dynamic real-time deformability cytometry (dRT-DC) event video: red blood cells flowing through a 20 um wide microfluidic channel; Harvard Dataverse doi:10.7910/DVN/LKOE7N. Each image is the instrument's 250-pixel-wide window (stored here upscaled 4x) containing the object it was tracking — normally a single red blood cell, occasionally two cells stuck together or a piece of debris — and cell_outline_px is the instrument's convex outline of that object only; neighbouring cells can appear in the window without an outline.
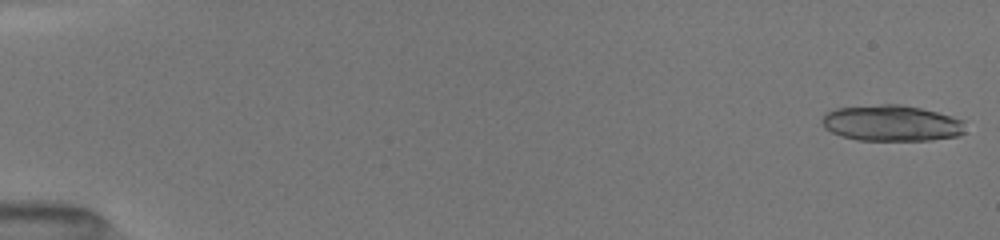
{"species": "common noctule bat (a hibernating species)", "species_latin": "Nyctalus noctula", "temperature_condition": "room temperature", "stored_images_in_passage": 24, "camera_frame_rate_fps": 3000, "um_per_image_px": 0.085, "animal": {"sex": "female", "body_mass_g": 19.5, "forearm_length_mm": 54.1}, "frame": {"image": 1, "passage_image": 1, "time_ms": 0.0, "image_size_px": [1000, 240], "cell_outline_px": [[964, 132], [960, 136], [932, 140], [856, 140], [840, 136], [824, 128], [820, 120], [824, 112], [836, 108], [880, 104], [900, 104], [920, 108], [952, 116], [964, 120]], "centroid_in_image_um": [75.75, 10.47], "position_along_channel_um": 9.3, "area_um2": 30.4}}
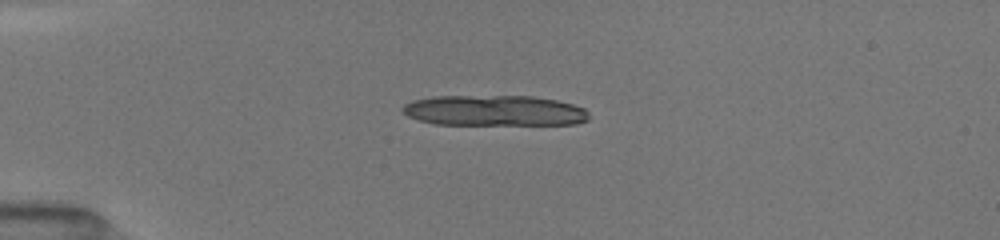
{"frame": {"image": 2, "passage_image": 13, "time_ms": 4.0, "image_size_px": [1000, 240], "cell_outline_px": [[588, 120], [576, 124], [436, 124], [420, 120], [408, 116], [400, 108], [404, 104], [412, 100], [432, 96], [532, 96], [556, 100], [572, 104], [584, 108], [588, 112]], "centroid_in_image_um": [42.0, 9.39], "position_along_channel_um": 43.0, "area_um2": 33.18}}
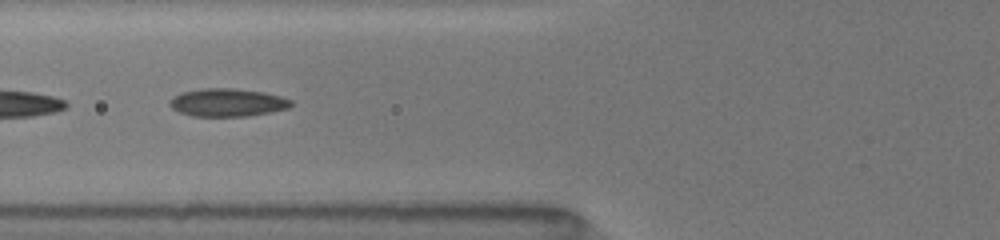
{"frame": {"image": 3, "passage_image": 21, "time_ms": 6.667, "image_size_px": [1000, 240], "cell_outline_px": [[292, 104], [288, 108], [248, 116], [192, 116], [180, 112], [172, 108], [168, 104], [168, 100], [180, 92], [204, 88], [232, 88], [264, 92], [280, 96], [292, 100]], "centroid_in_image_um": [19.29, 8.7], "position_along_channel_um": 106.5, "area_um2": 19.77}}